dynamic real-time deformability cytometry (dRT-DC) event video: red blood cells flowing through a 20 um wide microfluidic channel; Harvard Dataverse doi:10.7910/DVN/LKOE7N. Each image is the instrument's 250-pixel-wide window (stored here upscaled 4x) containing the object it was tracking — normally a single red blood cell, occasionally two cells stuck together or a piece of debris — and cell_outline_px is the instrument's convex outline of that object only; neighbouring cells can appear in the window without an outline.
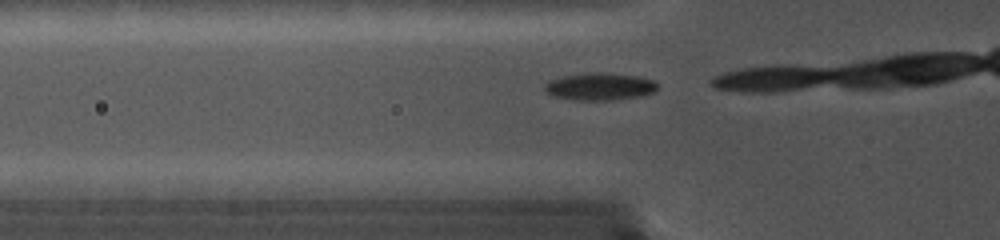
{"species": "common noctule bat (a hibernating species)", "species_latin": "Nyctalus noctula", "temperature_condition": "cold", "stored_images_in_passage": 5, "camera_frame_rate_fps": 5000, "um_per_image_px": 0.085, "animal": {"sex": "female", "body_mass_g": 19.0, "forearm_length_mm": 56.7}, "frame": {"image": 1, "passage_image": 2, "time_ms": 0.2, "image_size_px": [1000, 240], "cell_outline_px": [[656, 88], [652, 92], [640, 96], [612, 100], [576, 100], [556, 96], [548, 92], [544, 88], [544, 84], [548, 80], [564, 76], [596, 72], [604, 72], [640, 76], [652, 80], [656, 84]], "centroid_in_image_um": [50.98, 7.35], "position_along_channel_um": 74.8, "area_um2": 17.74}}